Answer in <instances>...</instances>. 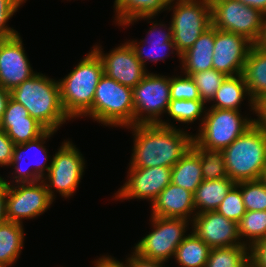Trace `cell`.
Returning a JSON list of instances; mask_svg holds the SVG:
<instances>
[{
  "instance_id": "obj_18",
  "label": "cell",
  "mask_w": 266,
  "mask_h": 267,
  "mask_svg": "<svg viewBox=\"0 0 266 267\" xmlns=\"http://www.w3.org/2000/svg\"><path fill=\"white\" fill-rule=\"evenodd\" d=\"M54 133H56V131L47 130L43 135H41L40 137H38L35 140L28 141L27 143H23V144H19V145L14 146L13 157H12V161L10 164V166H13V168H15V172L13 173V175L16 174L14 177V181H13L14 183H16V184L32 183V182H37V181L43 180V178L45 177V175H44L45 170H47V173H48L50 166H51L50 165L51 162L49 163V165L46 164L49 155H47V150L43 146V144L45 143L44 140L50 138ZM30 150H31V152H32V150L33 151L37 150V152L39 150V152L42 153L41 156L43 155L42 156L43 158H41L40 160H39L40 157L37 158L38 160L35 158L37 161H33V162H35L34 165L32 164V161H31V164L33 165L31 170H29V169L26 170L24 168V166H22L24 164H22L21 162H24V160H27L24 158H26V155L29 154L28 152ZM38 154H36V155H38ZM36 155H34V156L36 157ZM24 163H26V162H24Z\"/></svg>"
},
{
  "instance_id": "obj_19",
  "label": "cell",
  "mask_w": 266,
  "mask_h": 267,
  "mask_svg": "<svg viewBox=\"0 0 266 267\" xmlns=\"http://www.w3.org/2000/svg\"><path fill=\"white\" fill-rule=\"evenodd\" d=\"M151 212L152 216L183 218L192 221L196 215L194 194L170 183L152 202Z\"/></svg>"
},
{
  "instance_id": "obj_34",
  "label": "cell",
  "mask_w": 266,
  "mask_h": 267,
  "mask_svg": "<svg viewBox=\"0 0 266 267\" xmlns=\"http://www.w3.org/2000/svg\"><path fill=\"white\" fill-rule=\"evenodd\" d=\"M240 188L246 211L266 210V187L259 180L236 183Z\"/></svg>"
},
{
  "instance_id": "obj_49",
  "label": "cell",
  "mask_w": 266,
  "mask_h": 267,
  "mask_svg": "<svg viewBox=\"0 0 266 267\" xmlns=\"http://www.w3.org/2000/svg\"><path fill=\"white\" fill-rule=\"evenodd\" d=\"M260 181L264 184L266 187V168L263 170V173L261 174Z\"/></svg>"
},
{
  "instance_id": "obj_24",
  "label": "cell",
  "mask_w": 266,
  "mask_h": 267,
  "mask_svg": "<svg viewBox=\"0 0 266 267\" xmlns=\"http://www.w3.org/2000/svg\"><path fill=\"white\" fill-rule=\"evenodd\" d=\"M247 95L249 96L248 100L250 101V109L255 111V103L250 98L243 75L227 76L215 92V95L211 100L214 102L210 108L240 111L239 105Z\"/></svg>"
},
{
  "instance_id": "obj_6",
  "label": "cell",
  "mask_w": 266,
  "mask_h": 267,
  "mask_svg": "<svg viewBox=\"0 0 266 267\" xmlns=\"http://www.w3.org/2000/svg\"><path fill=\"white\" fill-rule=\"evenodd\" d=\"M205 111L199 133L193 135V140L210 150H223L255 123L237 110L210 108Z\"/></svg>"
},
{
  "instance_id": "obj_27",
  "label": "cell",
  "mask_w": 266,
  "mask_h": 267,
  "mask_svg": "<svg viewBox=\"0 0 266 267\" xmlns=\"http://www.w3.org/2000/svg\"><path fill=\"white\" fill-rule=\"evenodd\" d=\"M22 225L12 221L0 225V265L8 267L17 261L24 245Z\"/></svg>"
},
{
  "instance_id": "obj_9",
  "label": "cell",
  "mask_w": 266,
  "mask_h": 267,
  "mask_svg": "<svg viewBox=\"0 0 266 267\" xmlns=\"http://www.w3.org/2000/svg\"><path fill=\"white\" fill-rule=\"evenodd\" d=\"M212 25L247 38L255 44L262 31L264 14L239 0H210Z\"/></svg>"
},
{
  "instance_id": "obj_29",
  "label": "cell",
  "mask_w": 266,
  "mask_h": 267,
  "mask_svg": "<svg viewBox=\"0 0 266 267\" xmlns=\"http://www.w3.org/2000/svg\"><path fill=\"white\" fill-rule=\"evenodd\" d=\"M248 251L246 245L212 248L205 267H250Z\"/></svg>"
},
{
  "instance_id": "obj_37",
  "label": "cell",
  "mask_w": 266,
  "mask_h": 267,
  "mask_svg": "<svg viewBox=\"0 0 266 267\" xmlns=\"http://www.w3.org/2000/svg\"><path fill=\"white\" fill-rule=\"evenodd\" d=\"M170 98L178 100H201L200 93L193 79L186 74L185 77H170Z\"/></svg>"
},
{
  "instance_id": "obj_22",
  "label": "cell",
  "mask_w": 266,
  "mask_h": 267,
  "mask_svg": "<svg viewBox=\"0 0 266 267\" xmlns=\"http://www.w3.org/2000/svg\"><path fill=\"white\" fill-rule=\"evenodd\" d=\"M254 103L266 96V49L253 44L242 72Z\"/></svg>"
},
{
  "instance_id": "obj_26",
  "label": "cell",
  "mask_w": 266,
  "mask_h": 267,
  "mask_svg": "<svg viewBox=\"0 0 266 267\" xmlns=\"http://www.w3.org/2000/svg\"><path fill=\"white\" fill-rule=\"evenodd\" d=\"M202 181L200 157L190 148L172 167L171 183L194 194Z\"/></svg>"
},
{
  "instance_id": "obj_11",
  "label": "cell",
  "mask_w": 266,
  "mask_h": 267,
  "mask_svg": "<svg viewBox=\"0 0 266 267\" xmlns=\"http://www.w3.org/2000/svg\"><path fill=\"white\" fill-rule=\"evenodd\" d=\"M82 156L70 141L62 142L58 152L51 159L47 177L43 180L52 199H55V190L53 191L52 187L64 198H68L77 190L85 168Z\"/></svg>"
},
{
  "instance_id": "obj_38",
  "label": "cell",
  "mask_w": 266,
  "mask_h": 267,
  "mask_svg": "<svg viewBox=\"0 0 266 267\" xmlns=\"http://www.w3.org/2000/svg\"><path fill=\"white\" fill-rule=\"evenodd\" d=\"M26 0H0V39L12 38L19 33L6 25Z\"/></svg>"
},
{
  "instance_id": "obj_12",
  "label": "cell",
  "mask_w": 266,
  "mask_h": 267,
  "mask_svg": "<svg viewBox=\"0 0 266 267\" xmlns=\"http://www.w3.org/2000/svg\"><path fill=\"white\" fill-rule=\"evenodd\" d=\"M15 185L13 183L8 185L6 198L8 221L22 224L24 218H36L47 211L54 201L43 180Z\"/></svg>"
},
{
  "instance_id": "obj_17",
  "label": "cell",
  "mask_w": 266,
  "mask_h": 267,
  "mask_svg": "<svg viewBox=\"0 0 266 267\" xmlns=\"http://www.w3.org/2000/svg\"><path fill=\"white\" fill-rule=\"evenodd\" d=\"M34 74L20 35L0 39V85L11 91Z\"/></svg>"
},
{
  "instance_id": "obj_41",
  "label": "cell",
  "mask_w": 266,
  "mask_h": 267,
  "mask_svg": "<svg viewBox=\"0 0 266 267\" xmlns=\"http://www.w3.org/2000/svg\"><path fill=\"white\" fill-rule=\"evenodd\" d=\"M250 267H266V238L250 248Z\"/></svg>"
},
{
  "instance_id": "obj_47",
  "label": "cell",
  "mask_w": 266,
  "mask_h": 267,
  "mask_svg": "<svg viewBox=\"0 0 266 267\" xmlns=\"http://www.w3.org/2000/svg\"><path fill=\"white\" fill-rule=\"evenodd\" d=\"M241 3L266 13V0H239Z\"/></svg>"
},
{
  "instance_id": "obj_44",
  "label": "cell",
  "mask_w": 266,
  "mask_h": 267,
  "mask_svg": "<svg viewBox=\"0 0 266 267\" xmlns=\"http://www.w3.org/2000/svg\"><path fill=\"white\" fill-rule=\"evenodd\" d=\"M255 114L259 117L255 123L266 133V96L255 103Z\"/></svg>"
},
{
  "instance_id": "obj_36",
  "label": "cell",
  "mask_w": 266,
  "mask_h": 267,
  "mask_svg": "<svg viewBox=\"0 0 266 267\" xmlns=\"http://www.w3.org/2000/svg\"><path fill=\"white\" fill-rule=\"evenodd\" d=\"M216 211L229 220L239 223L246 210L240 188L235 184Z\"/></svg>"
},
{
  "instance_id": "obj_14",
  "label": "cell",
  "mask_w": 266,
  "mask_h": 267,
  "mask_svg": "<svg viewBox=\"0 0 266 267\" xmlns=\"http://www.w3.org/2000/svg\"><path fill=\"white\" fill-rule=\"evenodd\" d=\"M172 168H129L127 181L115 194L119 199H148L152 202L171 183Z\"/></svg>"
},
{
  "instance_id": "obj_33",
  "label": "cell",
  "mask_w": 266,
  "mask_h": 267,
  "mask_svg": "<svg viewBox=\"0 0 266 267\" xmlns=\"http://www.w3.org/2000/svg\"><path fill=\"white\" fill-rule=\"evenodd\" d=\"M3 130L15 145L27 143L43 135L47 129L36 119L8 123Z\"/></svg>"
},
{
  "instance_id": "obj_2",
  "label": "cell",
  "mask_w": 266,
  "mask_h": 267,
  "mask_svg": "<svg viewBox=\"0 0 266 267\" xmlns=\"http://www.w3.org/2000/svg\"><path fill=\"white\" fill-rule=\"evenodd\" d=\"M10 93L11 98L22 104L47 130L57 131L71 119L62 106L59 82L41 73L36 72Z\"/></svg>"
},
{
  "instance_id": "obj_42",
  "label": "cell",
  "mask_w": 266,
  "mask_h": 267,
  "mask_svg": "<svg viewBox=\"0 0 266 267\" xmlns=\"http://www.w3.org/2000/svg\"><path fill=\"white\" fill-rule=\"evenodd\" d=\"M164 262L160 260H148L138 256L135 252L127 258L126 267H165Z\"/></svg>"
},
{
  "instance_id": "obj_21",
  "label": "cell",
  "mask_w": 266,
  "mask_h": 267,
  "mask_svg": "<svg viewBox=\"0 0 266 267\" xmlns=\"http://www.w3.org/2000/svg\"><path fill=\"white\" fill-rule=\"evenodd\" d=\"M158 25L159 24L157 23H152V26L150 27L148 35H147L148 37L153 36L155 39L153 38L151 39V41H148L150 39L147 38V40H141L140 42H138L139 44L137 43V41H134V40L130 42L127 41L131 45L133 51L135 52L136 57L142 63L144 68H145V63H147L146 62L147 60H149V62L150 61L157 62L158 60H164V58L169 55L166 53L167 50L172 49L171 50L172 53L174 51L176 52V48H175L173 37H172V25L170 24L169 28L167 27L165 28V33H164V30L159 29ZM140 44L142 45L140 46ZM146 44H150L149 46H147L149 47L148 51H144Z\"/></svg>"
},
{
  "instance_id": "obj_40",
  "label": "cell",
  "mask_w": 266,
  "mask_h": 267,
  "mask_svg": "<svg viewBox=\"0 0 266 267\" xmlns=\"http://www.w3.org/2000/svg\"><path fill=\"white\" fill-rule=\"evenodd\" d=\"M15 143L0 129V166H10Z\"/></svg>"
},
{
  "instance_id": "obj_25",
  "label": "cell",
  "mask_w": 266,
  "mask_h": 267,
  "mask_svg": "<svg viewBox=\"0 0 266 267\" xmlns=\"http://www.w3.org/2000/svg\"><path fill=\"white\" fill-rule=\"evenodd\" d=\"M234 185L230 178L203 180L194 192L196 214L215 211Z\"/></svg>"
},
{
  "instance_id": "obj_28",
  "label": "cell",
  "mask_w": 266,
  "mask_h": 267,
  "mask_svg": "<svg viewBox=\"0 0 266 267\" xmlns=\"http://www.w3.org/2000/svg\"><path fill=\"white\" fill-rule=\"evenodd\" d=\"M211 248L193 232L177 247L174 258L181 267H205Z\"/></svg>"
},
{
  "instance_id": "obj_8",
  "label": "cell",
  "mask_w": 266,
  "mask_h": 267,
  "mask_svg": "<svg viewBox=\"0 0 266 267\" xmlns=\"http://www.w3.org/2000/svg\"><path fill=\"white\" fill-rule=\"evenodd\" d=\"M151 221L152 232L136 244L133 252L148 260L166 262L170 257H174L177 247L186 237L187 225L191 220L151 216Z\"/></svg>"
},
{
  "instance_id": "obj_10",
  "label": "cell",
  "mask_w": 266,
  "mask_h": 267,
  "mask_svg": "<svg viewBox=\"0 0 266 267\" xmlns=\"http://www.w3.org/2000/svg\"><path fill=\"white\" fill-rule=\"evenodd\" d=\"M134 125L159 124L170 103V77L147 73L133 89ZM145 114V116H144Z\"/></svg>"
},
{
  "instance_id": "obj_39",
  "label": "cell",
  "mask_w": 266,
  "mask_h": 267,
  "mask_svg": "<svg viewBox=\"0 0 266 267\" xmlns=\"http://www.w3.org/2000/svg\"><path fill=\"white\" fill-rule=\"evenodd\" d=\"M30 118L28 110L22 104L10 98L0 121V129H3L8 123L27 121Z\"/></svg>"
},
{
  "instance_id": "obj_43",
  "label": "cell",
  "mask_w": 266,
  "mask_h": 267,
  "mask_svg": "<svg viewBox=\"0 0 266 267\" xmlns=\"http://www.w3.org/2000/svg\"><path fill=\"white\" fill-rule=\"evenodd\" d=\"M9 184L10 182H7L6 179L0 176V225L8 221L6 214V198Z\"/></svg>"
},
{
  "instance_id": "obj_16",
  "label": "cell",
  "mask_w": 266,
  "mask_h": 267,
  "mask_svg": "<svg viewBox=\"0 0 266 267\" xmlns=\"http://www.w3.org/2000/svg\"><path fill=\"white\" fill-rule=\"evenodd\" d=\"M193 233L211 249L244 245L239 236L238 223L215 211L196 214L192 220Z\"/></svg>"
},
{
  "instance_id": "obj_50",
  "label": "cell",
  "mask_w": 266,
  "mask_h": 267,
  "mask_svg": "<svg viewBox=\"0 0 266 267\" xmlns=\"http://www.w3.org/2000/svg\"><path fill=\"white\" fill-rule=\"evenodd\" d=\"M97 261L94 262L95 266L94 267H98V259H96Z\"/></svg>"
},
{
  "instance_id": "obj_20",
  "label": "cell",
  "mask_w": 266,
  "mask_h": 267,
  "mask_svg": "<svg viewBox=\"0 0 266 267\" xmlns=\"http://www.w3.org/2000/svg\"><path fill=\"white\" fill-rule=\"evenodd\" d=\"M214 50V26L207 28L193 46L180 55L182 70L186 75L211 70Z\"/></svg>"
},
{
  "instance_id": "obj_23",
  "label": "cell",
  "mask_w": 266,
  "mask_h": 267,
  "mask_svg": "<svg viewBox=\"0 0 266 267\" xmlns=\"http://www.w3.org/2000/svg\"><path fill=\"white\" fill-rule=\"evenodd\" d=\"M168 2L169 0H115V18L119 26H127L140 19L151 20L166 10Z\"/></svg>"
},
{
  "instance_id": "obj_15",
  "label": "cell",
  "mask_w": 266,
  "mask_h": 267,
  "mask_svg": "<svg viewBox=\"0 0 266 267\" xmlns=\"http://www.w3.org/2000/svg\"><path fill=\"white\" fill-rule=\"evenodd\" d=\"M93 50L102 60L104 74L124 86L133 89L148 73L128 42L108 54L98 45Z\"/></svg>"
},
{
  "instance_id": "obj_1",
  "label": "cell",
  "mask_w": 266,
  "mask_h": 267,
  "mask_svg": "<svg viewBox=\"0 0 266 267\" xmlns=\"http://www.w3.org/2000/svg\"><path fill=\"white\" fill-rule=\"evenodd\" d=\"M126 128L132 129L134 133L129 168H172L189 151L193 142V135L165 121L159 124H136Z\"/></svg>"
},
{
  "instance_id": "obj_32",
  "label": "cell",
  "mask_w": 266,
  "mask_h": 267,
  "mask_svg": "<svg viewBox=\"0 0 266 267\" xmlns=\"http://www.w3.org/2000/svg\"><path fill=\"white\" fill-rule=\"evenodd\" d=\"M204 105L203 100L171 99L166 114L168 113L172 120L185 124L193 123L205 112Z\"/></svg>"
},
{
  "instance_id": "obj_31",
  "label": "cell",
  "mask_w": 266,
  "mask_h": 267,
  "mask_svg": "<svg viewBox=\"0 0 266 267\" xmlns=\"http://www.w3.org/2000/svg\"><path fill=\"white\" fill-rule=\"evenodd\" d=\"M238 228L240 239H249H244L243 244L251 248L257 241L266 238V210L246 211L238 223Z\"/></svg>"
},
{
  "instance_id": "obj_13",
  "label": "cell",
  "mask_w": 266,
  "mask_h": 267,
  "mask_svg": "<svg viewBox=\"0 0 266 267\" xmlns=\"http://www.w3.org/2000/svg\"><path fill=\"white\" fill-rule=\"evenodd\" d=\"M252 46L244 36L214 27L213 69L226 76L242 74Z\"/></svg>"
},
{
  "instance_id": "obj_46",
  "label": "cell",
  "mask_w": 266,
  "mask_h": 267,
  "mask_svg": "<svg viewBox=\"0 0 266 267\" xmlns=\"http://www.w3.org/2000/svg\"><path fill=\"white\" fill-rule=\"evenodd\" d=\"M10 98H11L10 91L0 85V121L3 118L7 103Z\"/></svg>"
},
{
  "instance_id": "obj_45",
  "label": "cell",
  "mask_w": 266,
  "mask_h": 267,
  "mask_svg": "<svg viewBox=\"0 0 266 267\" xmlns=\"http://www.w3.org/2000/svg\"><path fill=\"white\" fill-rule=\"evenodd\" d=\"M98 267H126L123 262L116 260L111 256H102L98 260Z\"/></svg>"
},
{
  "instance_id": "obj_48",
  "label": "cell",
  "mask_w": 266,
  "mask_h": 267,
  "mask_svg": "<svg viewBox=\"0 0 266 267\" xmlns=\"http://www.w3.org/2000/svg\"><path fill=\"white\" fill-rule=\"evenodd\" d=\"M255 45L260 48L266 49V13L263 16L262 31L260 37Z\"/></svg>"
},
{
  "instance_id": "obj_4",
  "label": "cell",
  "mask_w": 266,
  "mask_h": 267,
  "mask_svg": "<svg viewBox=\"0 0 266 267\" xmlns=\"http://www.w3.org/2000/svg\"><path fill=\"white\" fill-rule=\"evenodd\" d=\"M222 151L228 178L235 184L259 180L266 168V133L254 123Z\"/></svg>"
},
{
  "instance_id": "obj_7",
  "label": "cell",
  "mask_w": 266,
  "mask_h": 267,
  "mask_svg": "<svg viewBox=\"0 0 266 267\" xmlns=\"http://www.w3.org/2000/svg\"><path fill=\"white\" fill-rule=\"evenodd\" d=\"M169 0L166 10L173 7L172 37L179 56L193 46L199 36L212 25L210 0Z\"/></svg>"
},
{
  "instance_id": "obj_5",
  "label": "cell",
  "mask_w": 266,
  "mask_h": 267,
  "mask_svg": "<svg viewBox=\"0 0 266 267\" xmlns=\"http://www.w3.org/2000/svg\"><path fill=\"white\" fill-rule=\"evenodd\" d=\"M106 126L134 125L133 90L103 74L95 89L92 109L86 116Z\"/></svg>"
},
{
  "instance_id": "obj_30",
  "label": "cell",
  "mask_w": 266,
  "mask_h": 267,
  "mask_svg": "<svg viewBox=\"0 0 266 267\" xmlns=\"http://www.w3.org/2000/svg\"><path fill=\"white\" fill-rule=\"evenodd\" d=\"M191 148L199 155L203 180L228 178L225 157L222 150L201 147L194 140Z\"/></svg>"
},
{
  "instance_id": "obj_3",
  "label": "cell",
  "mask_w": 266,
  "mask_h": 267,
  "mask_svg": "<svg viewBox=\"0 0 266 267\" xmlns=\"http://www.w3.org/2000/svg\"><path fill=\"white\" fill-rule=\"evenodd\" d=\"M104 74L103 64L91 50L63 80H59L61 102L71 118L82 117L92 109L95 89Z\"/></svg>"
},
{
  "instance_id": "obj_35",
  "label": "cell",
  "mask_w": 266,
  "mask_h": 267,
  "mask_svg": "<svg viewBox=\"0 0 266 267\" xmlns=\"http://www.w3.org/2000/svg\"><path fill=\"white\" fill-rule=\"evenodd\" d=\"M190 76L200 93L201 100L205 103L212 100L215 92L227 77L224 73L215 69L193 73Z\"/></svg>"
}]
</instances>
